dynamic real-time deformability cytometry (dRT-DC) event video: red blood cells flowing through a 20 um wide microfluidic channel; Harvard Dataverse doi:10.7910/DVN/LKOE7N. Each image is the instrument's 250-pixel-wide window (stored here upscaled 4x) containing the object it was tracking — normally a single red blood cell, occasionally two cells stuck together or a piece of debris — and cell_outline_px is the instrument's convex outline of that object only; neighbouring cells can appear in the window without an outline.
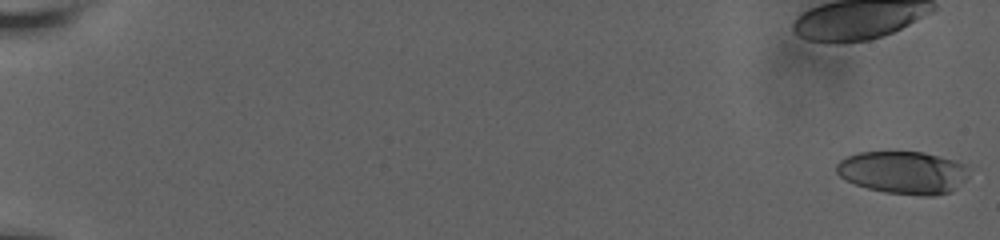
{"species": "human", "species_latin": "Homo sapiens", "temperature_condition": "room temperature", "stored_images_in_passage": 23, "camera_frame_rate_fps": 3000, "um_per_image_px": 0.085, "donor": {"sex": "male"}, "frame": {"image": 1, "passage_image": 1, "time_ms": 0.0, "image_size_px": [1000, 240], "cell_outline_px": [[968, 176], [952, 192], [932, 196], [920, 196], [884, 192], [868, 188], [856, 184], [840, 176], [836, 172], [836, 164], [840, 160], [848, 156], [860, 152], [924, 152], [952, 160], [964, 164]], "centroid_in_image_um": [76.76, 14.67], "position_along_channel_um": 8.2, "area_um2": 32.71}}